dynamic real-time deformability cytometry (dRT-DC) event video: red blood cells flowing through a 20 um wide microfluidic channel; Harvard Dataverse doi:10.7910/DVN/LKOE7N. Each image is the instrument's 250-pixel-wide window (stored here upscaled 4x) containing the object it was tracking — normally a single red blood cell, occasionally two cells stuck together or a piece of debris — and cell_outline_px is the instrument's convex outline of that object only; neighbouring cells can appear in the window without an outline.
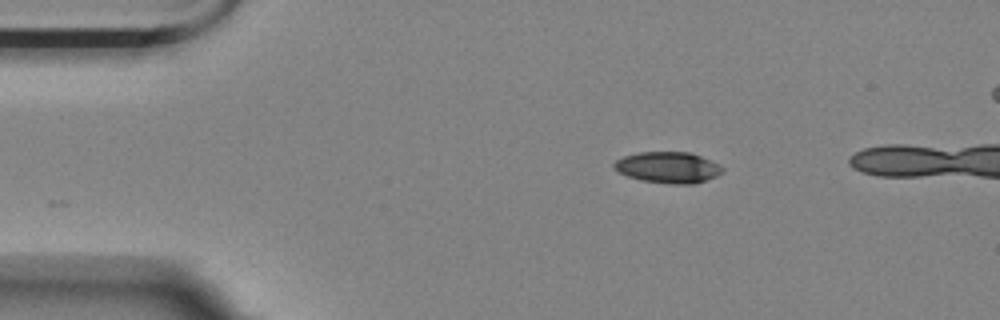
{"species": "Egyptian fruit bat (a non-hibernating species)", "species_latin": "Rousettus aegyptiacus", "temperature_condition": "room temperature", "stored_images_in_passage": 25, "camera_frame_rate_fps": 3000, "um_per_image_px": 0.085, "animal": {"sex": "female"}, "frame": {"image": 1, "passage_image": 1, "time_ms": 0.0, "image_size_px": [1000, 320], "cell_outline_px": [[724, 172], [716, 176], [692, 184], [668, 184], [640, 180], [628, 176], [620, 172], [612, 164], [616, 160], [624, 156], [640, 152], [688, 152], [700, 156], [720, 164], [724, 168]], "centroid_in_image_um": [56.81, 14.23], "position_along_channel_um": 28.2, "area_um2": 19.59}}
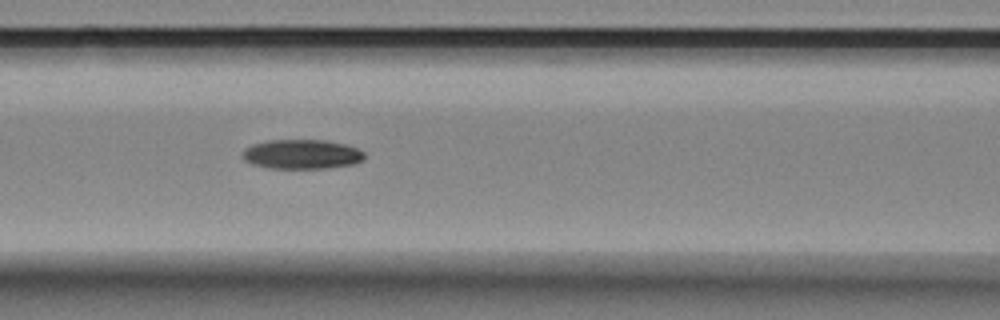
{"frame": {"image": 2, "passage_image": 15, "time_ms": 4.667, "image_size_px": [1000, 320], "cell_outline_px": [[364, 160], [356, 164], [328, 168], [268, 168], [252, 164], [244, 160], [244, 148], [252, 144], [268, 140], [324, 140], [344, 144], [356, 148], [364, 152]], "centroid_in_image_um": [25.67, 13.11], "position_along_channel_um": 140.9, "area_um2": 20.98}}
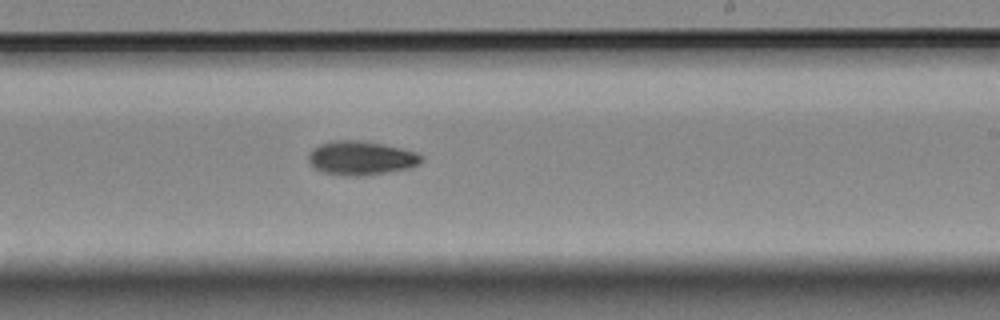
{"frame": {"image": 3, "passage_image": 25, "time_ms": 8.0, "image_size_px": [1000, 320], "cell_outline_px": [[424, 160], [420, 164], [412, 168], [388, 172], [324, 172], [316, 168], [308, 160], [308, 156], [320, 144], [332, 140], [364, 140], [384, 144], [416, 152]], "centroid_in_image_um": [30.77, 13.36], "position_along_channel_um": 258.2, "area_um2": 21.15}}